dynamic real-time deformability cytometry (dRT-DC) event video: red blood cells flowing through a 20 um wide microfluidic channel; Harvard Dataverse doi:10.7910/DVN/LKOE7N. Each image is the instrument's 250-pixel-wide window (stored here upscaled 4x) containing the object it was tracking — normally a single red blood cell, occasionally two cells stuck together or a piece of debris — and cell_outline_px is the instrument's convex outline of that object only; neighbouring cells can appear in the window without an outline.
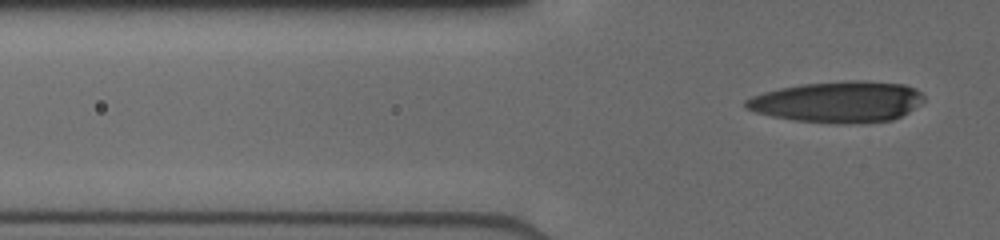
{"species": "human", "species_latin": "Homo sapiens", "temperature_condition": "cold", "stored_images_in_passage": 3, "segment_of_instrument_passage": [2, 2], "camera_frame_rate_fps": 3000, "um_per_image_px": 0.085, "donor": {"sex": "male"}, "frame": {"image": 1, "passage_image": 3, "time_ms": 2.0, "image_size_px": [1000, 240], "cell_outline_px": [[924, 100], [908, 112], [892, 120], [840, 124], [796, 120], [772, 116], [756, 112], [744, 108], [744, 100], [752, 96], [764, 92], [780, 88], [804, 84], [844, 80], [864, 80], [904, 84], [916, 88], [924, 96]], "centroid_in_image_um": [71.22, 8.64], "position_along_channel_um": 54.6, "area_um2": 42.6}}